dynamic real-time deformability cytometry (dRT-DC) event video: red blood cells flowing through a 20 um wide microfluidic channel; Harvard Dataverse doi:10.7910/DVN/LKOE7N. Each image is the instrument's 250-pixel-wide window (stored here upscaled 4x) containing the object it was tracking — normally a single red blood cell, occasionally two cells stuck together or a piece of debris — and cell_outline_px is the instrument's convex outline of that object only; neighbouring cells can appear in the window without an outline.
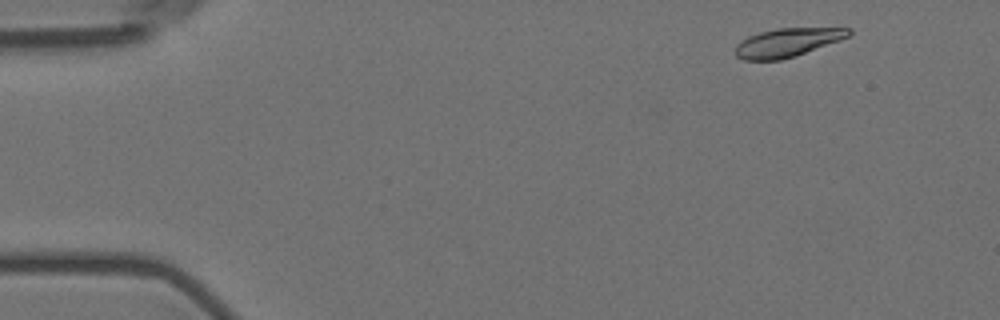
{"species": "Egyptian fruit bat (a non-hibernating species)", "species_latin": "Rousettus aegyptiacus", "temperature_condition": "room temperature", "stored_images_in_passage": 18, "camera_frame_rate_fps": 3000, "um_per_image_px": 0.085, "animal": {"sex": "female"}, "frame": {"image": 1, "passage_image": 3, "time_ms": 0.667, "image_size_px": [1000, 320], "cell_outline_px": [[852, 32], [848, 36], [840, 40], [796, 56], [780, 60], [744, 60], [736, 56], [736, 44], [740, 40], [748, 36], [760, 32], [776, 28], [852, 28]], "centroid_in_image_um": [66.91, 3.61], "position_along_channel_um": 18.1, "area_um2": 18.9}}
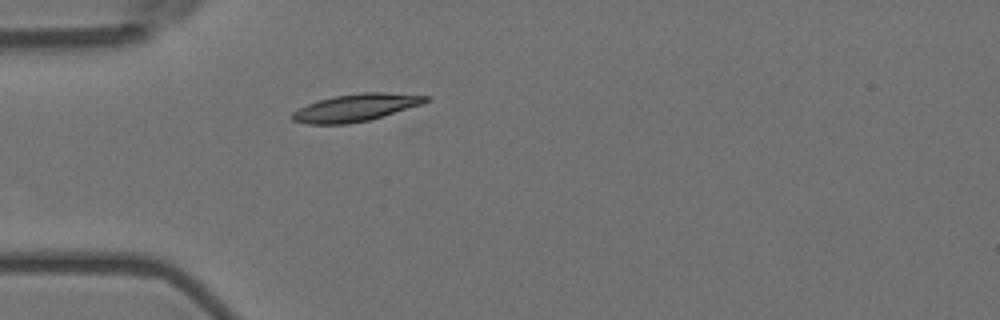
{"frame": {"image": 2, "passage_image": 14, "time_ms": 4.333, "image_size_px": [1000, 320], "cell_outline_px": [[432, 96], [424, 104], [368, 120], [348, 124], [308, 124], [292, 120], [288, 116], [292, 112], [308, 104], [332, 96], [364, 92], [384, 92]], "centroid_in_image_um": [30.24, 9.15], "position_along_channel_um": 54.8, "area_um2": 21.33}}